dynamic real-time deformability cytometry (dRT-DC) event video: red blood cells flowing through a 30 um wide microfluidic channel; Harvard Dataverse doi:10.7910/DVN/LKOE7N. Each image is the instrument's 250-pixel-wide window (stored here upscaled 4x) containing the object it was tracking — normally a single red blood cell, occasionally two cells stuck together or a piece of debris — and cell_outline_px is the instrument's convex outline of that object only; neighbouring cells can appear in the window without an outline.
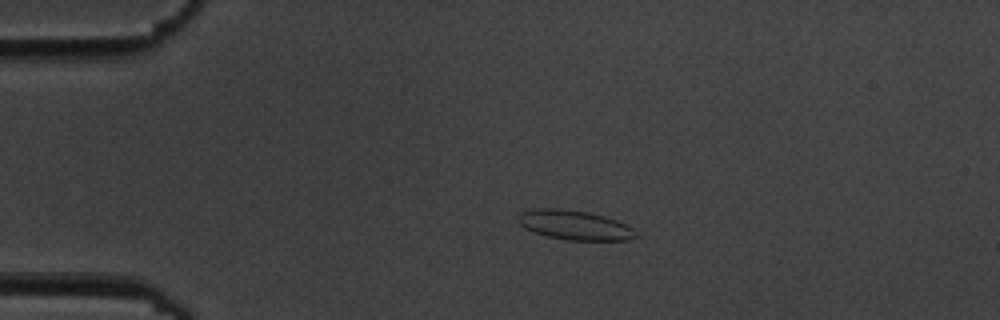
{"species": "common noctule bat (a hibernating species)", "species_latin": "Nyctalus noctula", "temperature_condition": "cold", "stored_images_in_passage": 5, "camera_frame_rate_fps": 3000, "um_per_image_px": 0.085, "animal": {"sex": "male", "body_mass_g": 19.5, "forearm_length_mm": 54.6}, "frame": {"image": 1, "passage_image": 4, "time_ms": 3.333, "image_size_px": [1000, 320], "cell_outline_px": [[640, 236], [628, 240], [568, 240], [548, 236], [532, 232], [524, 228], [516, 220], [516, 216], [520, 212], [532, 208], [560, 208], [588, 212], [604, 216], [616, 220], [632, 228]], "centroid_in_image_um": [48.79, 19.12], "position_along_channel_um": 36.2, "area_um2": 20.46}}